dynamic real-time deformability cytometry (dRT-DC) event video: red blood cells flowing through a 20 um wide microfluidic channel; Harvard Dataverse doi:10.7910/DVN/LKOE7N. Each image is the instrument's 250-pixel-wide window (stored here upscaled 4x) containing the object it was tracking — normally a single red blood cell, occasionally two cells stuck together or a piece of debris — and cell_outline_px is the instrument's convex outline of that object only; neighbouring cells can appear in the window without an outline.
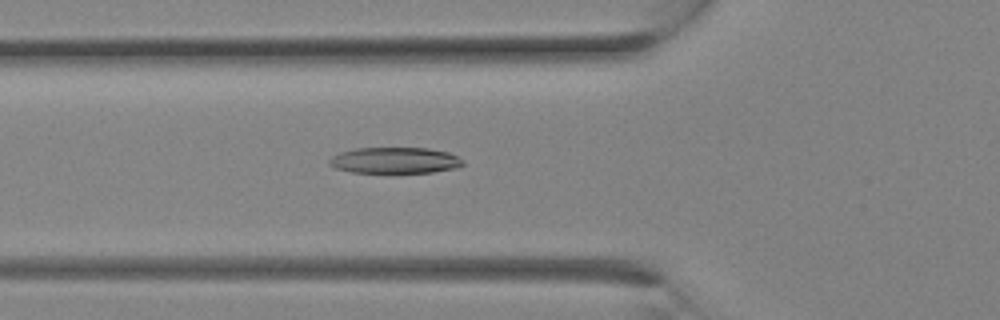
{"species": "Egyptian fruit bat (a non-hibernating species)", "species_latin": "Rousettus aegyptiacus", "temperature_condition": "room temperature", "stored_images_in_passage": 17, "camera_frame_rate_fps": 3000, "um_per_image_px": 0.085, "animal": {"sex": "female"}, "frame": {"image": 1, "passage_image": 10, "time_ms": 3.0, "image_size_px": [1000, 320], "cell_outline_px": [[464, 164], [456, 168], [432, 172], [392, 176], [352, 172], [336, 168], [328, 164], [328, 160], [332, 156], [340, 152], [356, 148], [428, 148], [448, 152], [464, 160]], "centroid_in_image_um": [33.55, 13.68], "position_along_channel_um": 92.3, "area_um2": 21.39}}
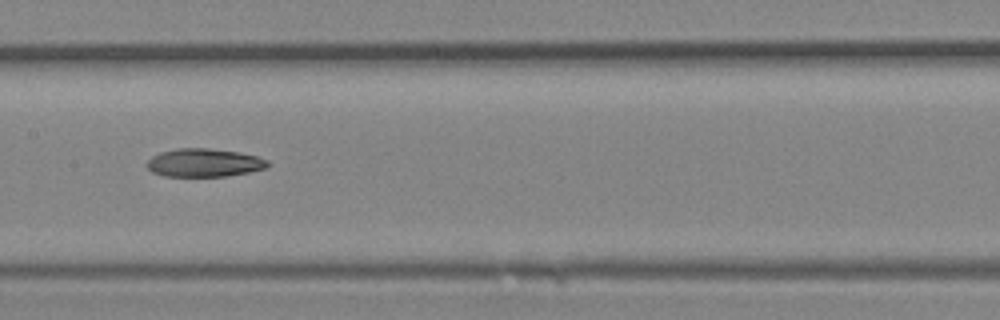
{"frame": {"image": 2, "passage_image": 14, "time_ms": 4.333, "image_size_px": [1000, 320], "cell_outline_px": [[268, 168], [228, 176], [164, 176], [152, 172], [148, 168], [148, 160], [152, 156], [160, 152], [176, 148], [208, 148], [240, 152], [256, 156], [268, 160]], "centroid_in_image_um": [17.36, 13.83], "position_along_channel_um": 190.0, "area_um2": 19.88}}
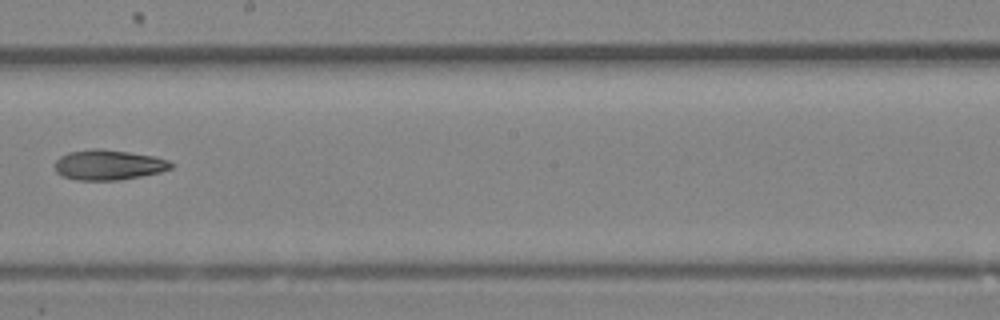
{"frame": {"image": 3, "passage_image": 16, "time_ms": 5.0, "image_size_px": [1000, 320], "cell_outline_px": [[176, 164], [172, 168], [160, 172], [140, 176], [116, 180], [76, 180], [64, 176], [56, 172], [56, 160], [60, 156], [68, 152], [92, 148], [100, 148], [128, 152], [152, 156], [168, 160]], "centroid_in_image_um": [9.23, 14.01], "position_along_channel_um": 239.0, "area_um2": 20.35}}